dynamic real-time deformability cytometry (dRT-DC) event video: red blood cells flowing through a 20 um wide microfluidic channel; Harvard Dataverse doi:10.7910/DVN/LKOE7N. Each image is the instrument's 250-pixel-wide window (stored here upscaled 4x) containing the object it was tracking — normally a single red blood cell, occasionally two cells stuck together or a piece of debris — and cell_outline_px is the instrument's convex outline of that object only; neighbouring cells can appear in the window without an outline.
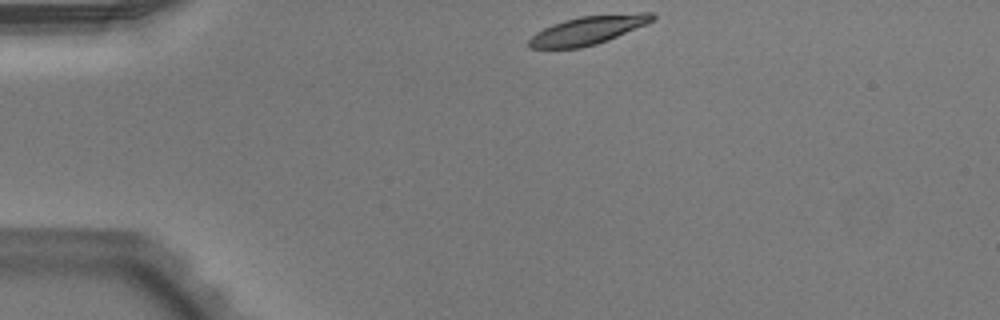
{"species": "Egyptian fruit bat (a non-hibernating species)", "species_latin": "Rousettus aegyptiacus", "temperature_condition": "warm", "stored_images_in_passage": 42, "camera_frame_rate_fps": 3000, "um_per_image_px": 0.085, "animal": {"sex": "male"}, "frame": {"image": 1, "passage_image": 1, "time_ms": 0.0, "image_size_px": [1000, 320], "cell_outline_px": [[656, 20], [608, 40], [596, 44], [580, 48], [528, 48], [528, 40], [536, 32], [552, 24], [564, 20], [580, 16], [640, 12], [652, 12], [656, 16]], "centroid_in_image_um": [50.01, 2.56], "position_along_channel_um": 35.0, "area_um2": 20.58}}
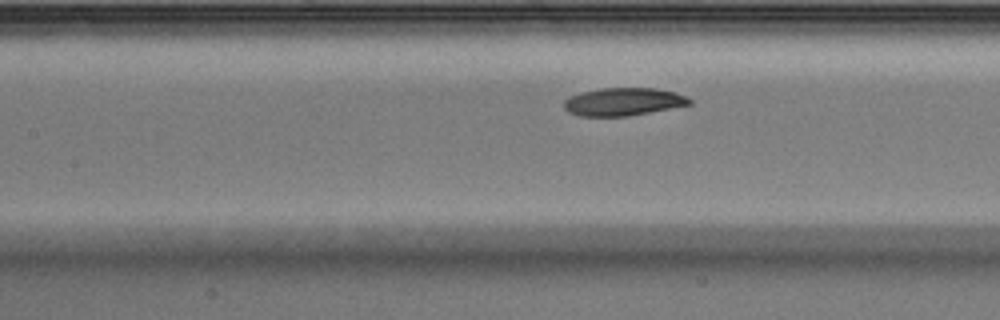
{"frame": {"image": 2, "passage_image": 14, "time_ms": 4.333, "image_size_px": [1000, 320], "cell_outline_px": [[692, 104], [628, 116], [580, 116], [568, 112], [564, 108], [564, 100], [568, 96], [600, 88], [656, 88], [676, 92], [692, 100]], "centroid_in_image_um": [52.97, 8.64], "position_along_channel_um": 154.4, "area_um2": 20.35}}
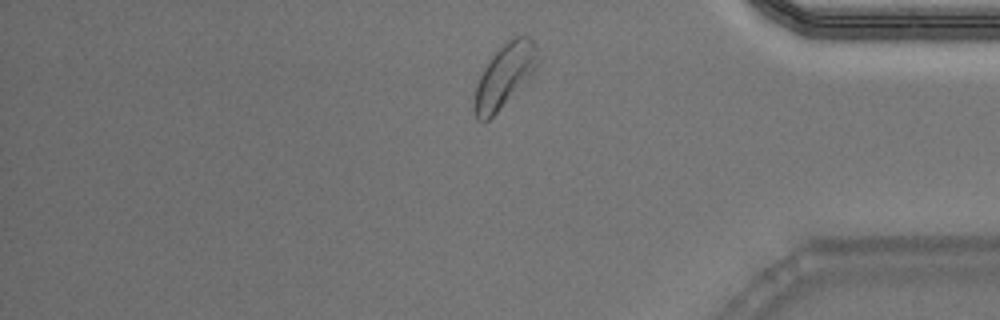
{"frame": {"image": 3, "passage_image": 34, "time_ms": 11.0, "image_size_px": [1000, 320], "cell_outline_px": [[540, 60], [536, 68], [496, 112], [488, 120], [476, 120], [472, 108], [472, 100], [476, 84], [484, 68], [492, 56], [504, 44], [516, 36], [528, 36], [540, 48]], "centroid_in_image_um": [42.87, 6.42], "position_along_channel_um": 392.3, "area_um2": 23.06}, "authors_computed_cell_mechanics": {"area_um2": 21.2704, "velocity_mm_per_s": 3.8682, "shape_relaxation_time_tau1_ms": 2.3695, "shape_relaxation_time_tau2_ms": null, "deformation_change_tau1": 0.0965, "deformation_change_tau2": null}}